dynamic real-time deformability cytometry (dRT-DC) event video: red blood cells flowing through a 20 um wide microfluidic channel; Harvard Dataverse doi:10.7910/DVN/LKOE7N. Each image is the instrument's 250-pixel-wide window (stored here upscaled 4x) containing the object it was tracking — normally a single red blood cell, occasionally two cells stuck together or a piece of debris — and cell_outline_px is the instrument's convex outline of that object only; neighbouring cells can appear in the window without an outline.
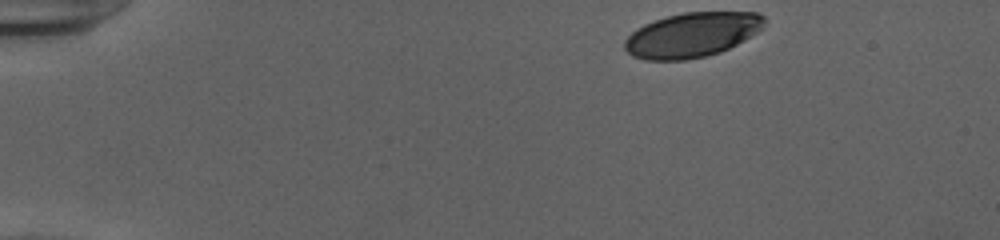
{"species": "human", "species_latin": "Homo sapiens", "temperature_condition": "cold", "stored_images_in_passage": 45, "camera_frame_rate_fps": 3000, "um_per_image_px": 0.085, "donor": {"sex": "female"}, "frame": {"image": 1, "passage_image": 1, "time_ms": 0.0, "image_size_px": [1000, 240], "cell_outline_px": [[764, 28], [744, 40], [720, 52], [704, 56], [684, 60], [644, 60], [632, 56], [624, 48], [624, 40], [636, 28], [644, 24], [668, 16], [684, 12], [756, 12], [764, 16]], "centroid_in_image_um": [58.81, 2.96], "position_along_channel_um": 26.2, "area_um2": 36.3}}
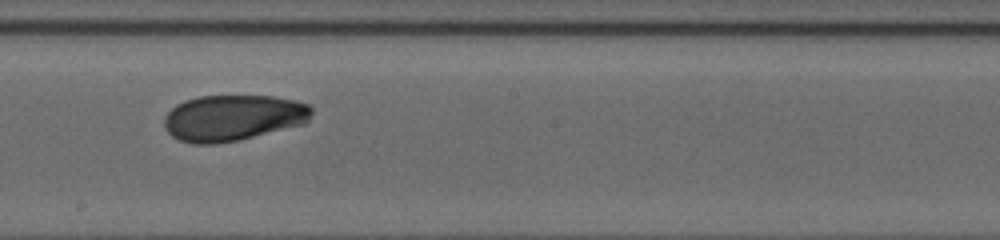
{"frame": {"image": 2, "passage_image": 24, "time_ms": 7.667, "image_size_px": [1000, 240], "cell_outline_px": [[312, 112], [308, 120], [304, 124], [240, 140], [216, 144], [192, 144], [180, 140], [172, 136], [164, 128], [164, 116], [176, 104], [184, 100], [200, 96], [272, 96], [292, 100], [308, 104], [312, 108]], "centroid_in_image_um": [19.78, 10.02], "position_along_channel_um": 228.4, "area_um2": 39.71}}
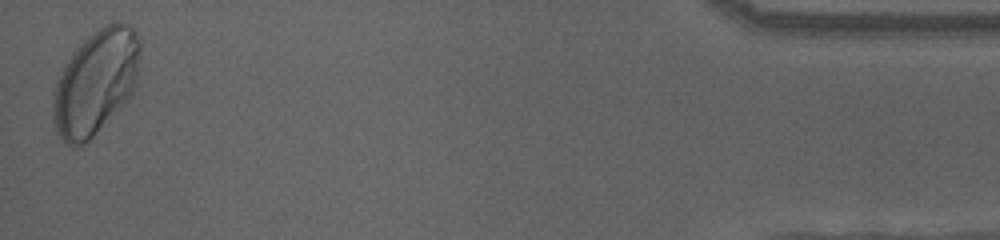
{"frame": {"image": 3, "passage_image": 45, "time_ms": 14.667, "image_size_px": [1000, 240], "cell_outline_px": [[140, 76], [136, 88], [132, 96], [84, 144], [76, 148], [68, 144], [56, 132], [52, 116], [52, 92], [56, 80], [60, 72], [72, 52], [88, 36], [100, 28], [108, 24], [128, 24], [140, 36]], "centroid_in_image_um": [8.15, 7.0], "position_along_channel_um": 427.1, "area_um2": 53.58}, "authors_computed_cell_mechanics": {"area_um2": 39.6508, "velocity_mm_per_s": 3.9281, "shape_relaxation_time_tau1_ms": 4.4853, "shape_relaxation_time_tau2_ms": 1.8917, "deformation_change_tau1": 0.1795, "deformation_change_tau2": 0.0516}}